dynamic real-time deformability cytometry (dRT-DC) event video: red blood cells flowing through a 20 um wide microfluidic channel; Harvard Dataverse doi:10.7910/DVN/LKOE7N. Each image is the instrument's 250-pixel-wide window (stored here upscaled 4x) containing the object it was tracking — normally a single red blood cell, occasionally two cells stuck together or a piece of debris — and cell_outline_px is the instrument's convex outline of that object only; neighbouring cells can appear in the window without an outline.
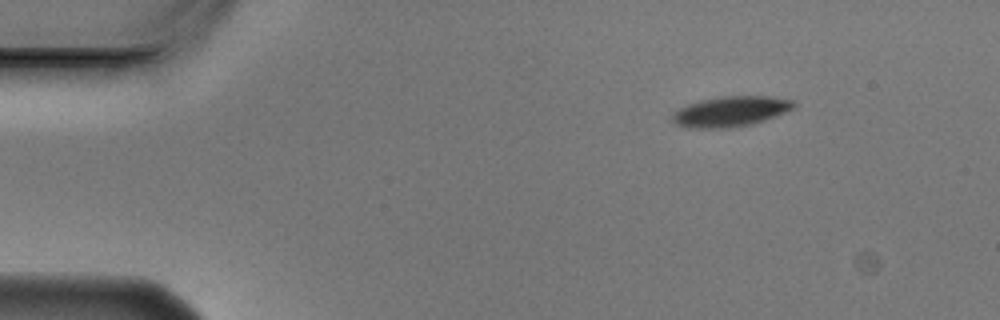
{"species": "Egyptian fruit bat (a non-hibernating species)", "species_latin": "Rousettus aegyptiacus", "temperature_condition": "cold", "stored_images_in_passage": 3, "camera_frame_rate_fps": 3000, "um_per_image_px": 0.085, "animal": {"sex": "male"}, "frame": {"image": 1, "passage_image": 1, "time_ms": 0.0, "image_size_px": [1000, 320], "cell_outline_px": [[796, 108], [748, 124], [728, 128], [688, 128], [676, 124], [672, 120], [672, 112], [688, 104], [700, 100], [720, 96], [768, 96], [792, 100], [796, 104]], "centroid_in_image_um": [62.05, 9.46], "position_along_channel_um": 23.0, "area_um2": 21.15}}